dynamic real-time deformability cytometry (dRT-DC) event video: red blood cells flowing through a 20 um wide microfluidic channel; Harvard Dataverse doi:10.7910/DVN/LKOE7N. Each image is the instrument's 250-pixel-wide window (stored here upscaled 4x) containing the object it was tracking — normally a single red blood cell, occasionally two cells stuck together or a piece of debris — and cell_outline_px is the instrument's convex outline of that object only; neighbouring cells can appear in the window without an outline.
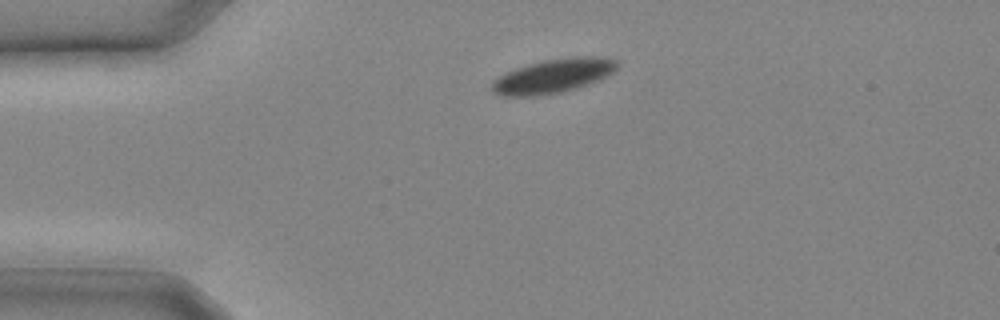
{"species": "common noctule bat (a hibernating species)", "species_latin": "Nyctalus noctula", "temperature_condition": "cold", "stored_images_in_passage": 5, "camera_frame_rate_fps": 3000, "um_per_image_px": 0.085, "animal": {"sex": "male", "body_mass_g": 20.4}, "frame": {"image": 1, "passage_image": 1, "time_ms": 0.0, "image_size_px": [1000, 320], "cell_outline_px": [[616, 68], [612, 72], [600, 80], [564, 92], [536, 96], [500, 96], [492, 92], [492, 80], [496, 76], [516, 68], [528, 64], [544, 60], [572, 56], [596, 56], [616, 60]], "centroid_in_image_um": [46.97, 6.46], "position_along_channel_um": 38.0, "area_um2": 25.03}}
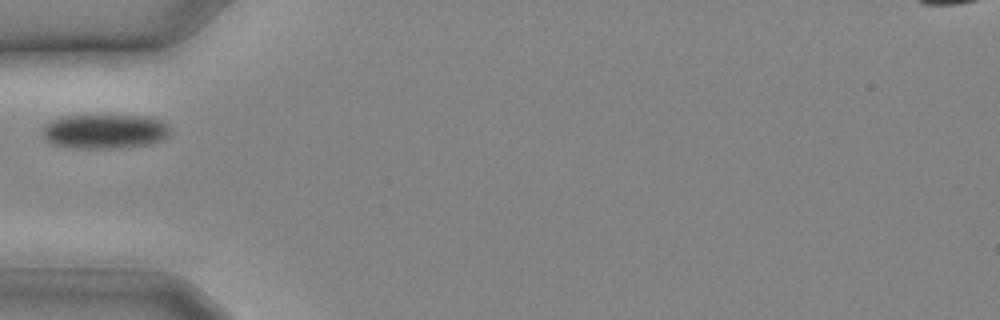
{"frame": {"image": 2, "passage_image": 4, "time_ms": 1.0, "image_size_px": [1000, 320], "cell_outline_px": [[168, 136], [160, 140], [148, 144], [116, 148], [80, 148], [48, 144], [44, 140], [40, 128], [44, 124], [60, 116], [148, 116], [160, 120], [168, 124]], "centroid_in_image_um": [8.82, 11.17], "position_along_channel_um": 76.2, "area_um2": 25.72}}